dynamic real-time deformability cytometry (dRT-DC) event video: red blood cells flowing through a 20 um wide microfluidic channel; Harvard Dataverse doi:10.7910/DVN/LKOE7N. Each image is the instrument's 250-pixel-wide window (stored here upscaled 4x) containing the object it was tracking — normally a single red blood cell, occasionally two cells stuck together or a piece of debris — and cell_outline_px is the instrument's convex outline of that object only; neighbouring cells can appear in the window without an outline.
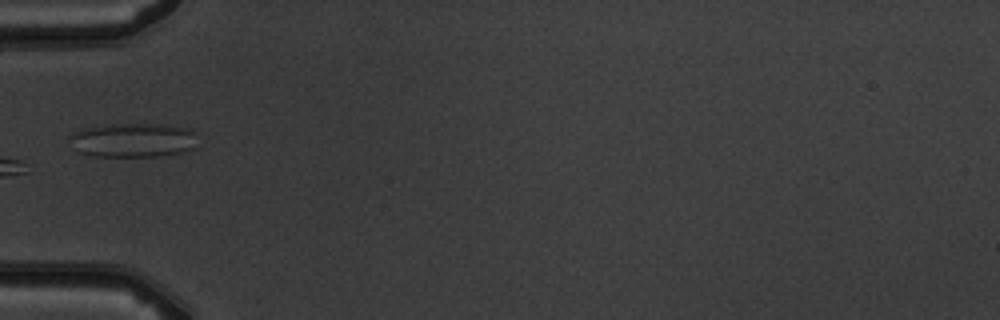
{"species": "common noctule bat (a hibernating species)", "species_latin": "Nyctalus noctula", "temperature_condition": "warm", "stored_images_in_passage": 7, "camera_frame_rate_fps": 3000, "um_per_image_px": 0.085, "animal": {"sex": "male", "body_mass_g": 19.5, "forearm_length_mm": 54.6}, "frame": {"image": 1, "passage_image": 6, "time_ms": 6.0, "image_size_px": [1000, 320], "cell_outline_px": [[196, 148], [180, 152], [156, 156], [92, 156], [80, 152], [68, 136], [72, 132], [80, 128], [108, 124], [168, 124], [192, 128]], "centroid_in_image_um": [11.31, 11.89], "position_along_channel_um": 73.7, "area_um2": 25.55}}
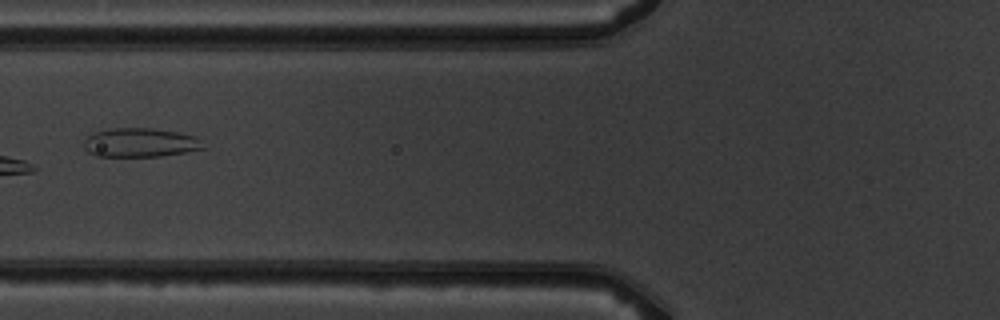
{"frame": {"image": 2, "passage_image": 7, "time_ms": 7.0, "image_size_px": [1000, 320], "cell_outline_px": [[204, 148], [184, 152], [160, 156], [96, 156], [88, 152], [84, 148], [84, 140], [88, 136], [96, 132], [112, 128], [152, 128], [180, 132], [196, 136]], "centroid_in_image_um": [11.89, 12.11], "position_along_channel_um": 113.9, "area_um2": 20.0}}